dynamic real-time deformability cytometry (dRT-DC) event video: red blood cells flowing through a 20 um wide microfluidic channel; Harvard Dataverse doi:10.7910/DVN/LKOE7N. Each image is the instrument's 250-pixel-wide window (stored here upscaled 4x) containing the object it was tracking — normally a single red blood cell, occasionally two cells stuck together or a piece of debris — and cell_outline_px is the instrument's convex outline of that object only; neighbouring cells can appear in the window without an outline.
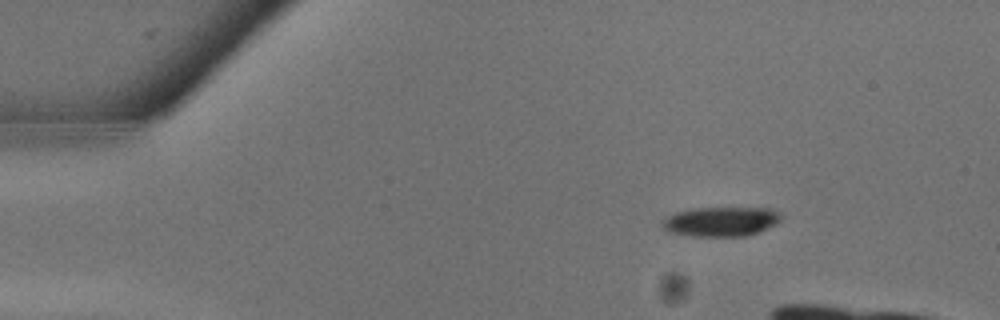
{"species": "common noctule bat (a hibernating species)", "species_latin": "Nyctalus noctula", "temperature_condition": "warm", "stored_images_in_passage": 10, "camera_frame_rate_fps": 3000, "um_per_image_px": 0.085, "animal": {"sex": "male", "body_mass_g": 13.3}, "frame": {"image": 1, "passage_image": 4, "time_ms": 1.0, "image_size_px": [1000, 320], "cell_outline_px": [[784, 216], [776, 224], [768, 228], [748, 236], [692, 236], [668, 232], [660, 224], [660, 220], [664, 216], [676, 212], [692, 208], [772, 208], [780, 212]], "centroid_in_image_um": [61.27, 18.82], "position_along_channel_um": 23.7, "area_um2": 20.87}}